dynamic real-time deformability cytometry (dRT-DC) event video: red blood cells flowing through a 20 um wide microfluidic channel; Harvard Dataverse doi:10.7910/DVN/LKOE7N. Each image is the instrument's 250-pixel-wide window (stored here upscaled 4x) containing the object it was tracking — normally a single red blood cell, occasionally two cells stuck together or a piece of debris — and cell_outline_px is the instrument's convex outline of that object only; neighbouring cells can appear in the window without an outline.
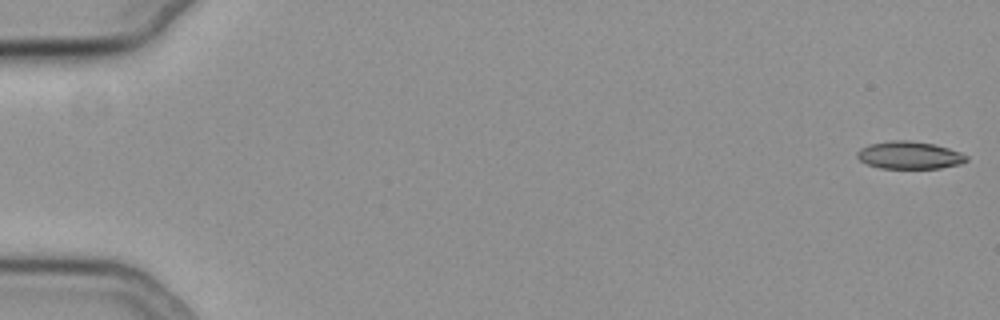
{"species": "common noctule bat (a hibernating species)", "species_latin": "Nyctalus noctula", "temperature_condition": "cold", "stored_images_in_passage": 56, "camera_frame_rate_fps": 3000, "um_per_image_px": 0.085, "animal": {"sex": "female", "body_mass_g": 19.3, "forearm_length_mm": 54.1}, "frame": {"image": 1, "passage_image": 1, "time_ms": 0.0, "image_size_px": [1000, 320], "cell_outline_px": [[968, 160], [960, 164], [940, 168], [880, 168], [868, 164], [860, 160], [856, 156], [856, 152], [860, 148], [868, 144], [892, 140], [908, 140], [932, 144], [948, 148], [960, 152], [968, 156]], "centroid_in_image_um": [77.28, 13.19], "position_along_channel_um": 7.7, "area_um2": 17.51}}
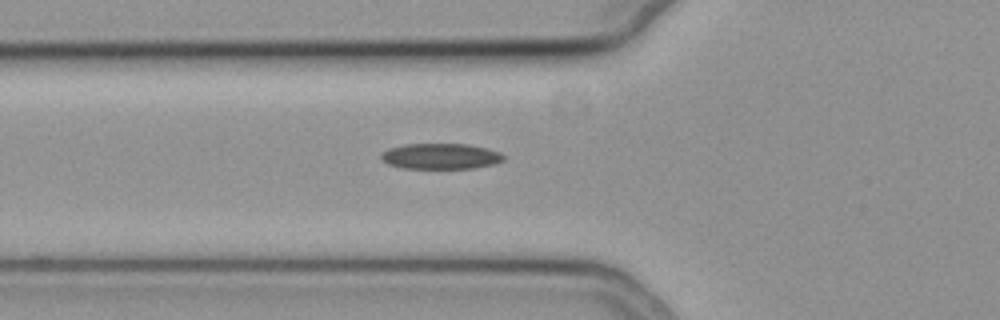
{"frame": {"image": 2, "passage_image": 21, "time_ms": 6.667, "image_size_px": [1000, 320], "cell_outline_px": [[504, 160], [496, 164], [472, 168], [400, 168], [388, 164], [380, 160], [380, 156], [388, 148], [404, 144], [468, 144], [488, 148], [500, 152], [504, 156]], "centroid_in_image_um": [37.45, 13.28], "position_along_channel_um": 88.3, "area_um2": 18.5}}
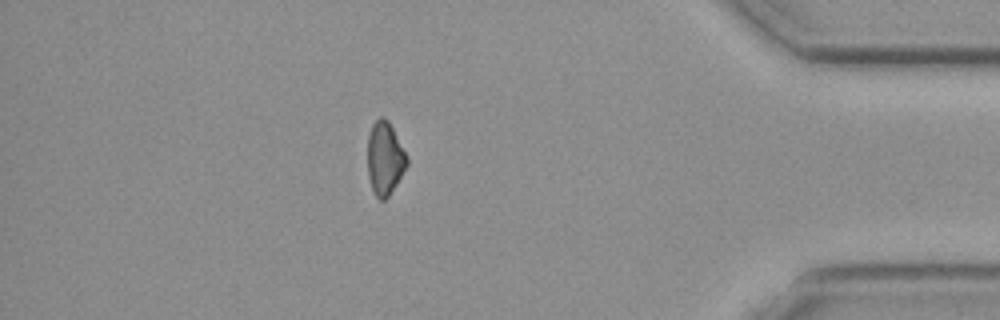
{"frame": {"image": 3, "passage_image": 49, "time_ms": 16.0, "image_size_px": [1000, 320], "cell_outline_px": [[408, 164], [396, 184], [388, 196], [384, 200], [380, 200], [376, 196], [372, 188], [368, 176], [368, 136], [372, 124], [380, 116], [384, 116], [388, 120], [408, 160]], "centroid_in_image_um": [32.69, 13.45], "position_along_channel_um": 402.5, "area_um2": 16.42}, "authors_computed_cell_mechanics": {"area_um2": 17.5712, "velocity_mm_per_s": 3.7807, "shape_relaxation_time_tau1_ms": 5.5522, "shape_relaxation_time_tau2_ms": null, "deformation_change_tau1": 0.0966, "deformation_change_tau2": null}}